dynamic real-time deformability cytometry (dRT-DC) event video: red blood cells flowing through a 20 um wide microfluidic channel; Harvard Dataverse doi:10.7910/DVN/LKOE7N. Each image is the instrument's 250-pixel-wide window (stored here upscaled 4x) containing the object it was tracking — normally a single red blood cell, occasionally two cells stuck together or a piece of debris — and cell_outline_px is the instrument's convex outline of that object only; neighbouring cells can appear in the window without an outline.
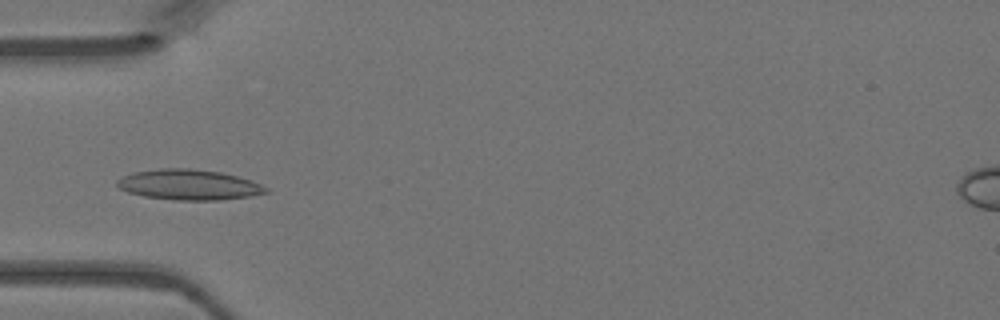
{"species": "Egyptian fruit bat (a non-hibernating species)", "species_latin": "Rousettus aegyptiacus", "temperature_condition": "warm", "stored_images_in_passage": 4, "camera_frame_rate_fps": 3000, "um_per_image_px": 0.085, "animal": {"sex": "female"}, "frame": {"image": 1, "passage_image": 2, "time_ms": 0.333, "image_size_px": [1000, 320], "cell_outline_px": [[268, 192], [248, 196], [216, 200], [176, 200], [144, 196], [128, 192], [120, 188], [116, 184], [116, 180], [124, 176], [136, 172], [160, 168], [188, 168], [220, 172], [252, 180], [268, 188]], "centroid_in_image_um": [16.05, 15.7], "position_along_channel_um": 69.0, "area_um2": 26.07}}